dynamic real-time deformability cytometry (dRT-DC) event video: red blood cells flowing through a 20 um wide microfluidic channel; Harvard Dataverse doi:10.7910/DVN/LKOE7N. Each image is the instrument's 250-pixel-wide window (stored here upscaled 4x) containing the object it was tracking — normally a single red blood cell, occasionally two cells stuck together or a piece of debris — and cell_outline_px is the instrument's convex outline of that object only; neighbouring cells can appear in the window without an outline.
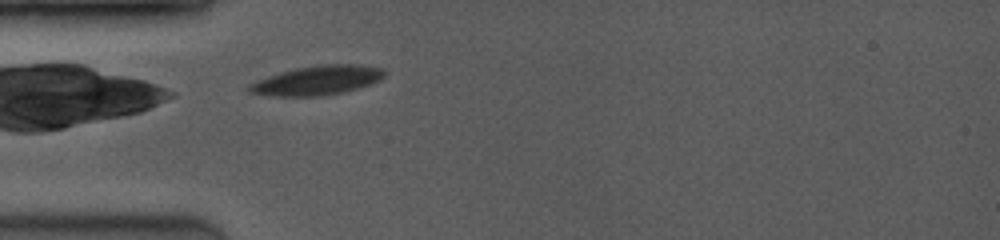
{"species": "common noctule bat (a hibernating species)", "species_latin": "Nyctalus noctula", "temperature_condition": "room temperature", "stored_images_in_passage": 30, "camera_frame_rate_fps": 3500, "um_per_image_px": 0.085, "animal": {"sex": "female", "body_mass_g": 19.0, "forearm_length_mm": 53.3}, "frame": {"image": 1, "passage_image": 1, "time_ms": 0.0, "image_size_px": [1000, 240], "cell_outline_px": [[384, 76], [380, 80], [344, 92], [320, 96], [276, 96], [248, 92], [248, 84], [268, 76], [280, 72], [296, 68], [320, 64], [360, 64], [384, 68]], "centroid_in_image_um": [26.97, 6.82], "position_along_channel_um": 58.0, "area_um2": 23.0}}
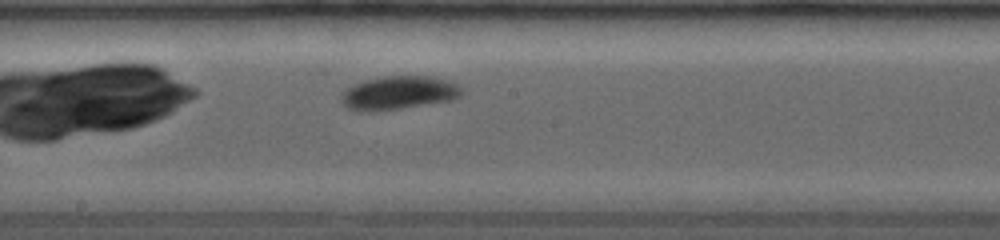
{"frame": {"image": 2, "passage_image": 14, "time_ms": 4.0, "image_size_px": [1000, 240], "cell_outline_px": [[464, 92], [456, 100], [372, 112], [360, 112], [348, 108], [344, 104], [344, 92], [352, 84], [364, 80], [384, 76], [428, 76], [452, 80]], "centroid_in_image_um": [33.95, 7.89], "position_along_channel_um": 214.3, "area_um2": 23.58}}
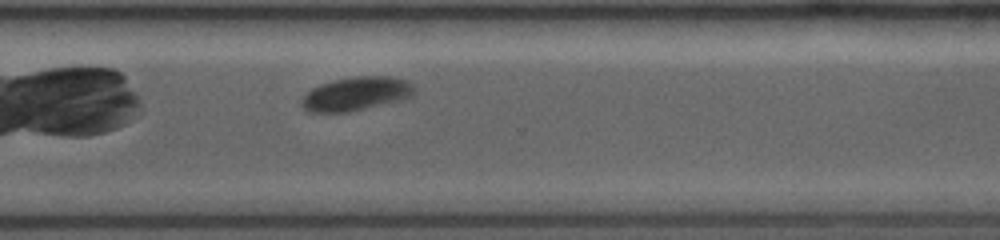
{"frame": {"image": 3, "passage_image": 23, "time_ms": 7.143, "image_size_px": [1000, 240], "cell_outline_px": [[416, 88], [412, 96], [348, 112], [308, 112], [300, 104], [300, 100], [312, 88], [320, 84], [332, 80], [356, 76], [392, 76], [408, 80]], "centroid_in_image_um": [30.25, 7.95], "position_along_channel_um": 340.3, "area_um2": 21.96}, "authors_computed_cell_mechanics": {"area_um2": 22.831, "velocity_mm_per_s": 4.0008, "shape_relaxation_time_tau1_ms": 2.2439, "shape_relaxation_time_tau2_ms": null, "deformation_change_tau1": 0.089, "deformation_change_tau2": null}}